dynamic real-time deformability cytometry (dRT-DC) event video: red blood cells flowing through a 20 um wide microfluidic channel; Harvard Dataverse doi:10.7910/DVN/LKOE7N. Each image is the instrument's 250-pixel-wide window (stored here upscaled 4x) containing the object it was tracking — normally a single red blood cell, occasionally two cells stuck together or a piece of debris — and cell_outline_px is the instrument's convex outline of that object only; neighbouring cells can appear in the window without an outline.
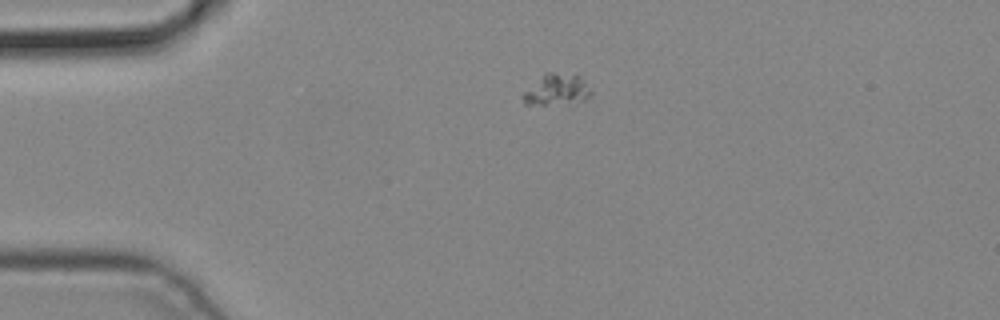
{"species": "common noctule bat (a hibernating species)", "species_latin": "Nyctalus noctula", "temperature_condition": "cold", "stored_images_in_passage": 2, "camera_frame_rate_fps": 3000, "um_per_image_px": 0.085, "animal": {"sex": "male", "body_mass_g": 19.2, "forearm_length_mm": 51.8}, "frame": {"image": 1, "passage_image": 1, "time_ms": 0.0, "image_size_px": [1000, 320], "cell_outline_px": [[592, 96], [584, 100], [544, 104], [524, 104], [524, 92], [544, 72], [552, 72], [580, 76], [592, 88]], "centroid_in_image_um": [47.37, 7.59], "position_along_channel_um": 37.6, "area_um2": 12.08}}